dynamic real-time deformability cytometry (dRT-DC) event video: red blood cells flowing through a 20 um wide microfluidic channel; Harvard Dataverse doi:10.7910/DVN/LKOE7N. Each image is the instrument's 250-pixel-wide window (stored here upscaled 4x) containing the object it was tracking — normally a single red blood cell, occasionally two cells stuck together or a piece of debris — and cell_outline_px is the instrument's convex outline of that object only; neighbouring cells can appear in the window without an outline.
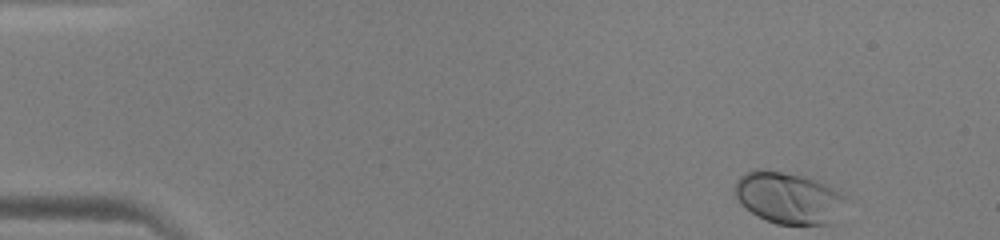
{"species": "human", "species_latin": "Homo sapiens", "temperature_condition": "warm", "stored_images_in_passage": 44, "camera_frame_rate_fps": 3000, "um_per_image_px": 0.085, "donor": {"sex": "male"}, "frame": {"image": 1, "passage_image": 1, "time_ms": 0.0, "image_size_px": [1000, 240], "cell_outline_px": [[844, 196], [832, 224], [776, 224], [764, 220], [756, 216], [740, 204], [736, 196], [736, 180], [740, 176], [756, 168], [804, 176], [840, 188]], "centroid_in_image_um": [66.99, 16.81], "position_along_channel_um": 18.0, "area_um2": 33.18}}
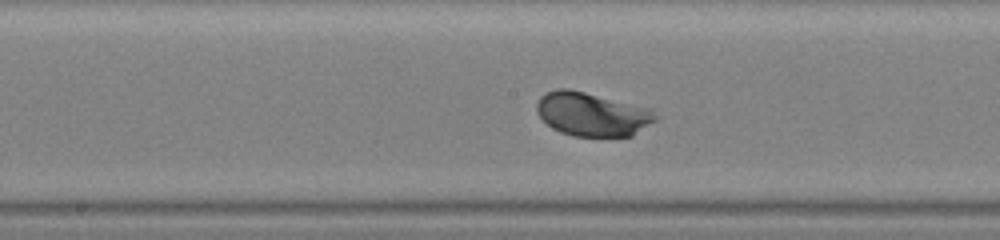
{"frame": {"image": 2, "passage_image": 22, "time_ms": 7.0, "image_size_px": [1000, 240], "cell_outline_px": [[660, 116], [656, 120], [632, 136], [572, 136], [560, 132], [552, 128], [536, 112], [536, 104], [540, 96], [556, 88], [568, 88], [652, 108]], "centroid_in_image_um": [50.35, 9.7], "position_along_channel_um": 197.8, "area_um2": 30.46}}
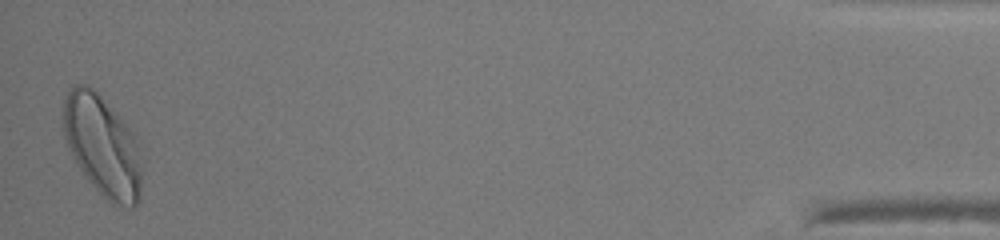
{"frame": {"image": 3, "passage_image": 44, "time_ms": 14.333, "image_size_px": [1000, 240], "cell_outline_px": [[140, 200], [132, 208], [112, 204], [84, 176], [68, 148], [64, 136], [64, 100], [68, 92], [76, 84], [84, 84], [92, 88], [124, 120], [132, 132], [140, 172]], "centroid_in_image_um": [8.67, 12.41], "position_along_channel_um": 426.5, "area_um2": 45.03}}